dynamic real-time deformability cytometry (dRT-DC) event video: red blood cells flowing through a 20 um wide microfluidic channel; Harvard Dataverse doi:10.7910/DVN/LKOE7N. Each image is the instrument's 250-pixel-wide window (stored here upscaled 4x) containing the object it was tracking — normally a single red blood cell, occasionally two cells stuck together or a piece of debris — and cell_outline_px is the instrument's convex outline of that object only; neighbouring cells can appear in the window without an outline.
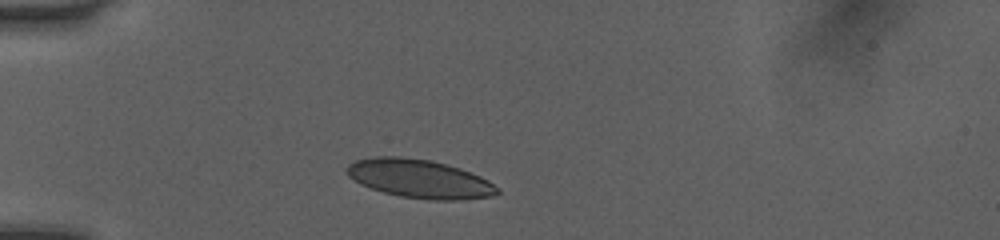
{"species": "human", "species_latin": "Homo sapiens", "temperature_condition": "room temperature", "stored_images_in_passage": 37, "camera_frame_rate_fps": 3000, "um_per_image_px": 0.085, "donor": {"sex": "female"}, "frame": {"image": 1, "passage_image": 1, "time_ms": 0.0, "image_size_px": [1000, 240], "cell_outline_px": [[500, 192], [492, 196], [460, 200], [428, 200], [400, 196], [384, 192], [360, 184], [348, 176], [344, 168], [348, 164], [356, 160], [376, 156], [400, 156], [432, 160], [460, 168], [480, 176], [488, 180], [500, 188]], "centroid_in_image_um": [35.66, 15.19], "position_along_channel_um": 49.3, "area_um2": 34.04}}
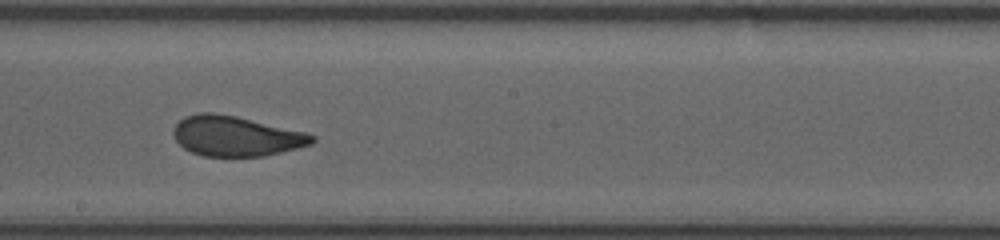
{"frame": {"image": 2, "passage_image": 16, "time_ms": 5.0, "image_size_px": [1000, 240], "cell_outline_px": [[316, 140], [312, 144], [264, 156], [204, 156], [192, 152], [184, 148], [176, 140], [172, 132], [172, 128], [184, 116], [196, 112], [212, 112], [236, 116], [308, 132], [316, 136]], "centroid_in_image_um": [20.06, 11.55], "position_along_channel_um": 228.1, "area_um2": 32.6}}
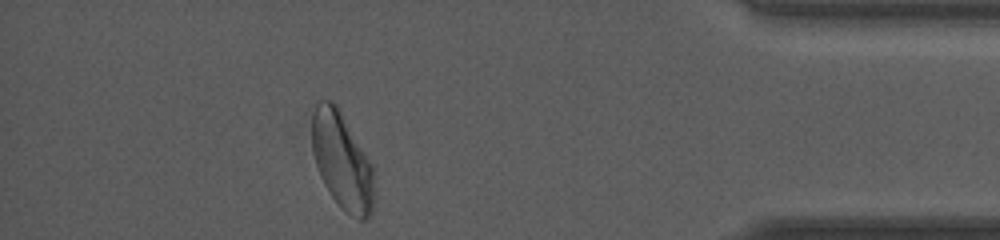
{"frame": {"image": 3, "passage_image": 32, "time_ms": 10.333, "image_size_px": [1000, 240], "cell_outline_px": [[372, 212], [364, 220], [360, 220], [344, 212], [340, 208], [324, 184], [320, 176], [312, 152], [312, 112], [316, 100], [324, 96], [332, 100], [340, 108], [372, 164]], "centroid_in_image_um": [29.02, 13.59], "position_along_channel_um": 406.2, "area_um2": 35.37}, "authors_computed_cell_mechanics": {"area_um2": 32.7726, "velocity_mm_per_s": 4.0513, "shape_relaxation_time_tau1_ms": 7.1904, "shape_relaxation_time_tau2_ms": 0.7984, "deformation_change_tau1": 0.1657, "deformation_change_tau2": 0.0619}}